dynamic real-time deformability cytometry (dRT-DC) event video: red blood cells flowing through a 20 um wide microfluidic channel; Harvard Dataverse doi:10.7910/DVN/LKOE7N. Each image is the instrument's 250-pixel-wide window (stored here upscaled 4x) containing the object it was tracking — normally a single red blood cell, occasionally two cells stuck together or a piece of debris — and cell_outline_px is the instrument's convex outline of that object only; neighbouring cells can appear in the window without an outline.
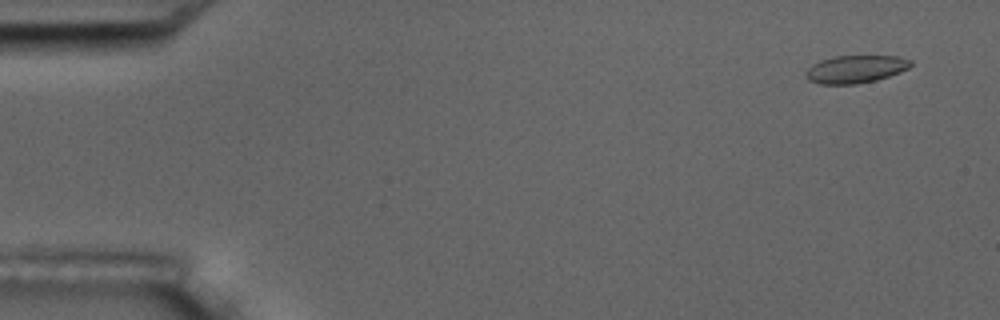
{"species": "common noctule bat (a hibernating species)", "species_latin": "Nyctalus noctula", "temperature_condition": "room temperature", "stored_images_in_passage": 4, "camera_frame_rate_fps": 3000, "um_per_image_px": 0.085, "animal": {"sex": "male", "body_mass_g": 17.5, "forearm_length_mm": 52.3}, "frame": {"image": 1, "passage_image": 1, "time_ms": 0.0, "image_size_px": [1000, 320], "cell_outline_px": [[912, 64], [908, 68], [900, 72], [876, 80], [856, 84], [820, 84], [808, 80], [804, 76], [804, 72], [812, 64], [820, 60], [832, 56], [896, 56], [912, 60]], "centroid_in_image_um": [72.68, 5.87], "position_along_channel_um": 12.3, "area_um2": 17.05}}
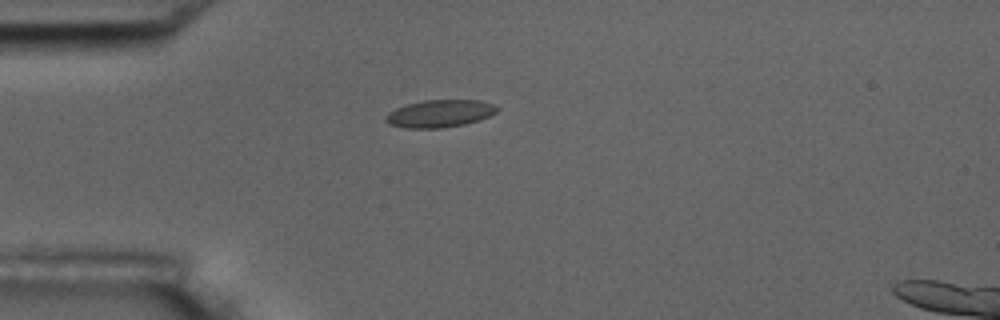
{"frame": {"image": 2, "passage_image": 4, "time_ms": 4.0, "image_size_px": [1000, 320], "cell_outline_px": [[500, 108], [496, 112], [480, 120], [464, 124], [444, 128], [404, 128], [388, 124], [384, 120], [384, 116], [388, 112], [396, 108], [408, 104], [424, 100], [480, 100], [492, 104]], "centroid_in_image_um": [37.35, 9.66], "position_along_channel_um": 47.7, "area_um2": 17.92}}